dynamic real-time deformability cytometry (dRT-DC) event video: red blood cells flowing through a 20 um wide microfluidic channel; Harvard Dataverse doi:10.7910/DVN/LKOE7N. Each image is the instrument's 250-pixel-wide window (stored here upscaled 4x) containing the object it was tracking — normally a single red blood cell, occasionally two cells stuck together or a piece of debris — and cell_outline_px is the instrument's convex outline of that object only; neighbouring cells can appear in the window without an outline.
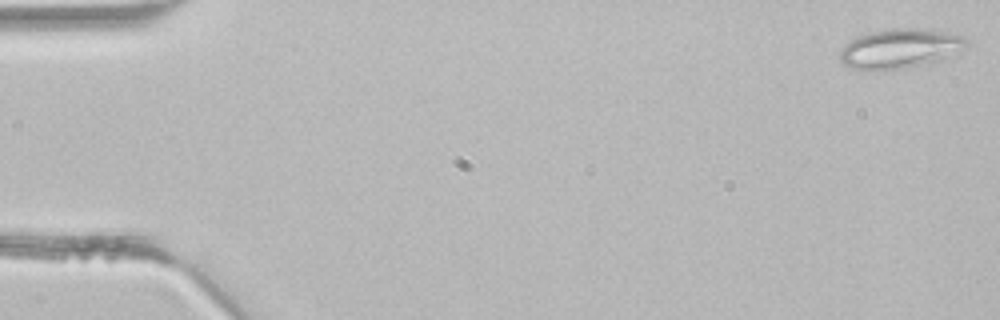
{"species": "common noctule bat (a hibernating species)", "species_latin": "Nyctalus noctula", "temperature_condition": "room temperature", "stored_images_in_passage": 14, "camera_frame_rate_fps": 3000, "um_per_image_px": 0.085, "animal": {"sex": "male", "body_mass_g": 21.5, "forearm_length_mm": 52.0}, "frame": {"image": 1, "passage_image": 1, "time_ms": 0.0, "image_size_px": [1000, 320], "cell_outline_px": [[968, 48], [940, 60], [904, 68], [872, 72], [852, 68], [844, 64], [840, 60], [840, 52], [844, 44], [860, 36], [872, 32], [892, 28], [928, 28], [948, 32], [964, 36], [968, 40]], "centroid_in_image_um": [76.54, 4.13], "position_along_channel_um": 8.5, "area_um2": 29.54}}